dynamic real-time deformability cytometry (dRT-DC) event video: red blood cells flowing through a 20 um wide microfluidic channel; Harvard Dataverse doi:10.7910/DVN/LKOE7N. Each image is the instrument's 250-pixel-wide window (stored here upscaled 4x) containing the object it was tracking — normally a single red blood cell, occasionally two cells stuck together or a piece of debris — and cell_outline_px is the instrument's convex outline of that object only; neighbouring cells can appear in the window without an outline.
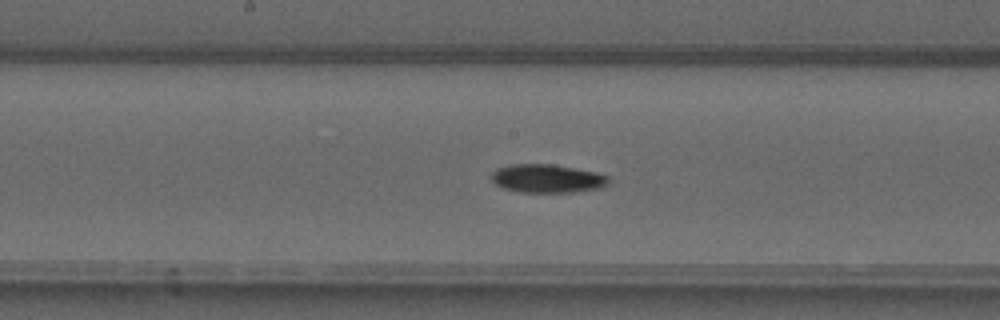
{"species": "common noctule bat (a hibernating species)", "species_latin": "Nyctalus noctula", "temperature_condition": "warm", "stored_images_in_passage": 50, "camera_frame_rate_fps": 3000, "um_per_image_px": 0.085, "animal": {"sex": "male", "forearm_length_mm": 52.5}, "frame": {"image": 1, "passage_image": 25, "time_ms": 8.0, "image_size_px": [1000, 320], "cell_outline_px": [[608, 184], [600, 188], [576, 192], [520, 192], [504, 188], [496, 184], [492, 180], [492, 172], [496, 168], [512, 164], [552, 164], [596, 172], [608, 176]], "centroid_in_image_um": [46.51, 15.17], "position_along_channel_um": 201.7, "area_um2": 19.36}}
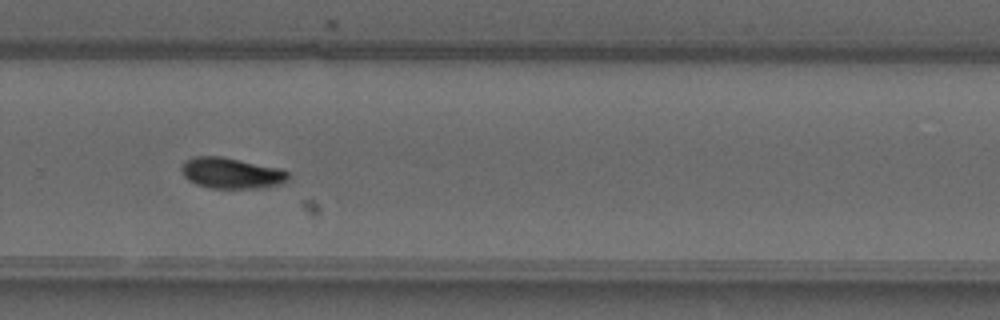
{"frame": {"image": 2, "passage_image": 33, "time_ms": 10.667, "image_size_px": [1000, 320], "cell_outline_px": [[288, 180], [284, 184], [256, 188], [208, 188], [196, 184], [188, 180], [184, 176], [180, 168], [184, 160], [196, 156], [224, 156], [280, 168], [288, 172]], "centroid_in_image_um": [19.66, 14.71], "position_along_channel_um": 310.1, "area_um2": 19.48}}
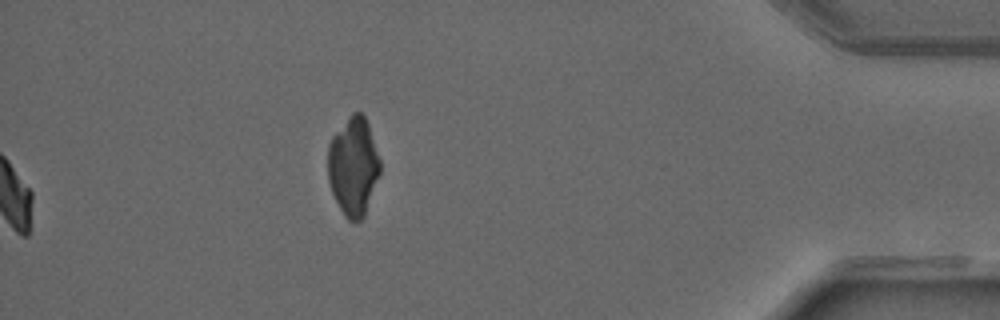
{"frame": {"image": 3, "passage_image": 50, "time_ms": 16.333, "image_size_px": [1000, 320], "cell_outline_px": [[380, 172], [364, 216], [360, 220], [348, 220], [344, 216], [332, 192], [328, 180], [328, 144], [332, 136], [352, 112], [360, 112], [364, 116], [368, 124], [380, 160]], "centroid_in_image_um": [30.02, 14.13], "position_along_channel_um": 405.2, "area_um2": 29.65}, "authors_computed_cell_mechanics": {"area_um2": 18.4093, "velocity_mm_per_s": 4.0728, "shape_relaxation_time_tau1_ms": 6.963, "shape_relaxation_time_tau2_ms": null, "deformation_change_tau1": 0.1963, "deformation_change_tau2": null}}